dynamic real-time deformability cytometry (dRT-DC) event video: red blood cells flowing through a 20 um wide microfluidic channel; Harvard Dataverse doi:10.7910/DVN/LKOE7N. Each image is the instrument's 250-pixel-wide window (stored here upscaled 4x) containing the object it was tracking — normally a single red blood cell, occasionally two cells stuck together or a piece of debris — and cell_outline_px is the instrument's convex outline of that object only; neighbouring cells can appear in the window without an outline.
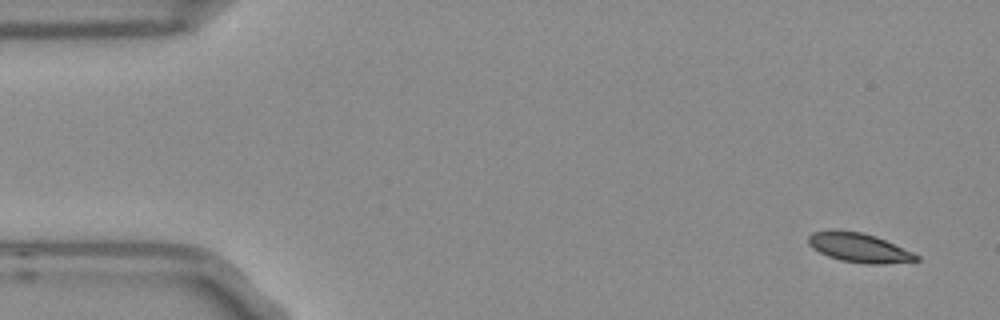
{"species": "Egyptian fruit bat (a non-hibernating species)", "species_latin": "Rousettus aegyptiacus", "temperature_condition": "room temperature", "stored_images_in_passage": 52, "camera_frame_rate_fps": 3000, "um_per_image_px": 0.085, "frame": {"image": 1, "passage_image": 1, "time_ms": 0.0, "image_size_px": [1000, 320], "cell_outline_px": [[920, 260], [884, 264], [868, 264], [840, 260], [828, 256], [812, 248], [808, 244], [808, 236], [812, 232], [832, 228], [860, 232], [876, 236], [912, 252], [920, 256]], "centroid_in_image_um": [72.97, 21.03], "position_along_channel_um": 12.0, "area_um2": 18.55}}
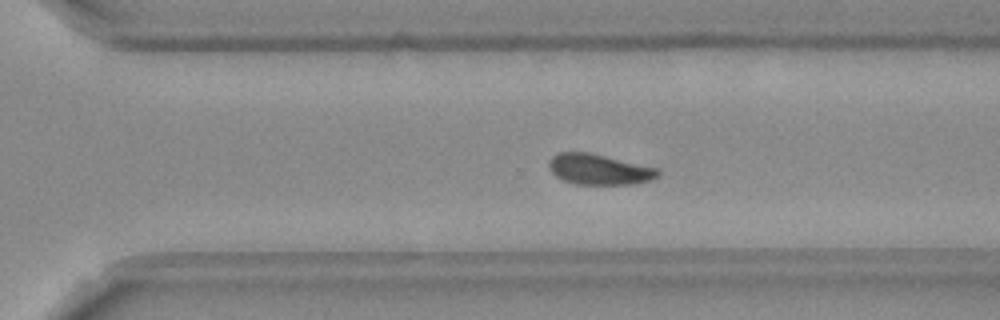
{"frame": {"image": 2, "passage_image": 35, "time_ms": 11.333, "image_size_px": [1000, 320], "cell_outline_px": [[660, 172], [656, 176], [648, 180], [636, 184], [576, 184], [564, 180], [556, 176], [548, 168], [548, 164], [552, 156], [556, 152], [588, 152], [656, 168]], "centroid_in_image_um": [50.85, 14.39], "position_along_channel_um": 319.7, "area_um2": 19.13}}
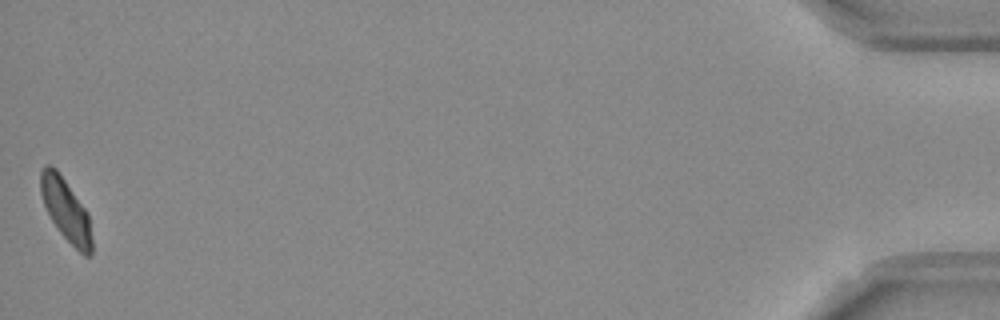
{"frame": {"image": 3, "passage_image": 52, "time_ms": 17.0, "image_size_px": [1000, 320], "cell_outline_px": [[92, 256], [84, 256], [60, 232], [52, 220], [44, 204], [40, 192], [40, 172], [44, 164], [48, 164], [56, 168], [88, 212], [92, 240]], "centroid_in_image_um": [5.6, 17.83], "position_along_channel_um": 429.6, "area_um2": 18.5}, "authors_computed_cell_mechanics": {"area_um2": 19.1029, "velocity_mm_per_s": 3.7283, "shape_relaxation_time_tau1_ms": 2.6472, "shape_relaxation_time_tau2_ms": 3.085, "deformation_change_tau1": 0.1114, "deformation_change_tau2": 0.0811}}